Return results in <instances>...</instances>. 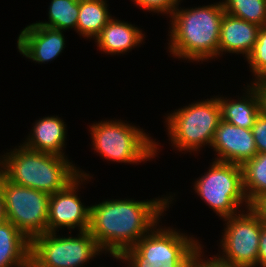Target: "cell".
Wrapping results in <instances>:
<instances>
[{
	"mask_svg": "<svg viewBox=\"0 0 266 267\" xmlns=\"http://www.w3.org/2000/svg\"><path fill=\"white\" fill-rule=\"evenodd\" d=\"M79 172V176L65 189L50 195L47 232L54 233L58 228L68 227L87 231L90 225V206L82 205L76 194L80 181L89 179V174Z\"/></svg>",
	"mask_w": 266,
	"mask_h": 267,
	"instance_id": "obj_11",
	"label": "cell"
},
{
	"mask_svg": "<svg viewBox=\"0 0 266 267\" xmlns=\"http://www.w3.org/2000/svg\"><path fill=\"white\" fill-rule=\"evenodd\" d=\"M65 46L62 30H56L33 23L25 27L17 41V48L23 56L38 63L55 59Z\"/></svg>",
	"mask_w": 266,
	"mask_h": 267,
	"instance_id": "obj_13",
	"label": "cell"
},
{
	"mask_svg": "<svg viewBox=\"0 0 266 267\" xmlns=\"http://www.w3.org/2000/svg\"><path fill=\"white\" fill-rule=\"evenodd\" d=\"M155 228L114 258L129 261L128 267H191L201 244L169 227Z\"/></svg>",
	"mask_w": 266,
	"mask_h": 267,
	"instance_id": "obj_4",
	"label": "cell"
},
{
	"mask_svg": "<svg viewBox=\"0 0 266 267\" xmlns=\"http://www.w3.org/2000/svg\"><path fill=\"white\" fill-rule=\"evenodd\" d=\"M2 156L7 180L49 195L65 189L79 176V169L65 157L34 151L23 144Z\"/></svg>",
	"mask_w": 266,
	"mask_h": 267,
	"instance_id": "obj_3",
	"label": "cell"
},
{
	"mask_svg": "<svg viewBox=\"0 0 266 267\" xmlns=\"http://www.w3.org/2000/svg\"><path fill=\"white\" fill-rule=\"evenodd\" d=\"M251 130L257 153H266V118L259 114Z\"/></svg>",
	"mask_w": 266,
	"mask_h": 267,
	"instance_id": "obj_25",
	"label": "cell"
},
{
	"mask_svg": "<svg viewBox=\"0 0 266 267\" xmlns=\"http://www.w3.org/2000/svg\"><path fill=\"white\" fill-rule=\"evenodd\" d=\"M31 241L12 223L0 222V267H28Z\"/></svg>",
	"mask_w": 266,
	"mask_h": 267,
	"instance_id": "obj_15",
	"label": "cell"
},
{
	"mask_svg": "<svg viewBox=\"0 0 266 267\" xmlns=\"http://www.w3.org/2000/svg\"><path fill=\"white\" fill-rule=\"evenodd\" d=\"M78 237H57L56 232L44 233L31 240L32 267H80L102 252L90 232H79Z\"/></svg>",
	"mask_w": 266,
	"mask_h": 267,
	"instance_id": "obj_8",
	"label": "cell"
},
{
	"mask_svg": "<svg viewBox=\"0 0 266 267\" xmlns=\"http://www.w3.org/2000/svg\"><path fill=\"white\" fill-rule=\"evenodd\" d=\"M260 28L257 24L225 12L221 22L218 55L221 52L240 53L247 58L257 41Z\"/></svg>",
	"mask_w": 266,
	"mask_h": 267,
	"instance_id": "obj_14",
	"label": "cell"
},
{
	"mask_svg": "<svg viewBox=\"0 0 266 267\" xmlns=\"http://www.w3.org/2000/svg\"><path fill=\"white\" fill-rule=\"evenodd\" d=\"M3 197L6 220L12 222L30 241L47 233L49 194L7 180Z\"/></svg>",
	"mask_w": 266,
	"mask_h": 267,
	"instance_id": "obj_9",
	"label": "cell"
},
{
	"mask_svg": "<svg viewBox=\"0 0 266 267\" xmlns=\"http://www.w3.org/2000/svg\"><path fill=\"white\" fill-rule=\"evenodd\" d=\"M222 5L230 15L261 27L266 26V0H225Z\"/></svg>",
	"mask_w": 266,
	"mask_h": 267,
	"instance_id": "obj_22",
	"label": "cell"
},
{
	"mask_svg": "<svg viewBox=\"0 0 266 267\" xmlns=\"http://www.w3.org/2000/svg\"><path fill=\"white\" fill-rule=\"evenodd\" d=\"M66 125L58 116L38 120L33 127L32 136H28L23 145L34 151L46 152L65 157L63 153Z\"/></svg>",
	"mask_w": 266,
	"mask_h": 267,
	"instance_id": "obj_16",
	"label": "cell"
},
{
	"mask_svg": "<svg viewBox=\"0 0 266 267\" xmlns=\"http://www.w3.org/2000/svg\"><path fill=\"white\" fill-rule=\"evenodd\" d=\"M0 161V194H3V189L7 181V168L4 160L1 159Z\"/></svg>",
	"mask_w": 266,
	"mask_h": 267,
	"instance_id": "obj_30",
	"label": "cell"
},
{
	"mask_svg": "<svg viewBox=\"0 0 266 267\" xmlns=\"http://www.w3.org/2000/svg\"><path fill=\"white\" fill-rule=\"evenodd\" d=\"M171 201L167 197L152 201L126 199L92 205L88 231L102 251H110L113 257H119L157 226L159 217Z\"/></svg>",
	"mask_w": 266,
	"mask_h": 267,
	"instance_id": "obj_1",
	"label": "cell"
},
{
	"mask_svg": "<svg viewBox=\"0 0 266 267\" xmlns=\"http://www.w3.org/2000/svg\"><path fill=\"white\" fill-rule=\"evenodd\" d=\"M107 7L106 0H79L77 32L87 38H96L112 19Z\"/></svg>",
	"mask_w": 266,
	"mask_h": 267,
	"instance_id": "obj_19",
	"label": "cell"
},
{
	"mask_svg": "<svg viewBox=\"0 0 266 267\" xmlns=\"http://www.w3.org/2000/svg\"><path fill=\"white\" fill-rule=\"evenodd\" d=\"M138 6L148 11L172 14L180 0H133Z\"/></svg>",
	"mask_w": 266,
	"mask_h": 267,
	"instance_id": "obj_24",
	"label": "cell"
},
{
	"mask_svg": "<svg viewBox=\"0 0 266 267\" xmlns=\"http://www.w3.org/2000/svg\"><path fill=\"white\" fill-rule=\"evenodd\" d=\"M90 129L94 150L108 160L141 163L157 152L155 141L139 128L122 121H101Z\"/></svg>",
	"mask_w": 266,
	"mask_h": 267,
	"instance_id": "obj_5",
	"label": "cell"
},
{
	"mask_svg": "<svg viewBox=\"0 0 266 267\" xmlns=\"http://www.w3.org/2000/svg\"><path fill=\"white\" fill-rule=\"evenodd\" d=\"M49 22H37V25L67 30L77 27L79 0H52L48 11Z\"/></svg>",
	"mask_w": 266,
	"mask_h": 267,
	"instance_id": "obj_21",
	"label": "cell"
},
{
	"mask_svg": "<svg viewBox=\"0 0 266 267\" xmlns=\"http://www.w3.org/2000/svg\"><path fill=\"white\" fill-rule=\"evenodd\" d=\"M250 87V88H249ZM246 97L241 100L230 101L218 97V102L221 108L222 120L242 127L251 129L258 115L260 114L259 100L255 90L248 86Z\"/></svg>",
	"mask_w": 266,
	"mask_h": 267,
	"instance_id": "obj_18",
	"label": "cell"
},
{
	"mask_svg": "<svg viewBox=\"0 0 266 267\" xmlns=\"http://www.w3.org/2000/svg\"><path fill=\"white\" fill-rule=\"evenodd\" d=\"M243 187L249 204L266 193V153H257L242 166Z\"/></svg>",
	"mask_w": 266,
	"mask_h": 267,
	"instance_id": "obj_20",
	"label": "cell"
},
{
	"mask_svg": "<svg viewBox=\"0 0 266 267\" xmlns=\"http://www.w3.org/2000/svg\"><path fill=\"white\" fill-rule=\"evenodd\" d=\"M255 81L251 84V87L257 94L260 114L266 118V79H255Z\"/></svg>",
	"mask_w": 266,
	"mask_h": 267,
	"instance_id": "obj_26",
	"label": "cell"
},
{
	"mask_svg": "<svg viewBox=\"0 0 266 267\" xmlns=\"http://www.w3.org/2000/svg\"><path fill=\"white\" fill-rule=\"evenodd\" d=\"M6 220L5 210H4V197L3 194H0V222Z\"/></svg>",
	"mask_w": 266,
	"mask_h": 267,
	"instance_id": "obj_31",
	"label": "cell"
},
{
	"mask_svg": "<svg viewBox=\"0 0 266 267\" xmlns=\"http://www.w3.org/2000/svg\"><path fill=\"white\" fill-rule=\"evenodd\" d=\"M258 265L266 267V223L262 225L259 239Z\"/></svg>",
	"mask_w": 266,
	"mask_h": 267,
	"instance_id": "obj_27",
	"label": "cell"
},
{
	"mask_svg": "<svg viewBox=\"0 0 266 267\" xmlns=\"http://www.w3.org/2000/svg\"><path fill=\"white\" fill-rule=\"evenodd\" d=\"M194 186L201 199L223 219L237 215L244 201L246 208L251 206L244 192L241 165L215 160Z\"/></svg>",
	"mask_w": 266,
	"mask_h": 267,
	"instance_id": "obj_7",
	"label": "cell"
},
{
	"mask_svg": "<svg viewBox=\"0 0 266 267\" xmlns=\"http://www.w3.org/2000/svg\"><path fill=\"white\" fill-rule=\"evenodd\" d=\"M200 253L202 252L199 251L197 255L195 256L191 267H234V266H227V265L221 264L214 257L213 259L210 258L209 260L203 261L202 258H200L201 257Z\"/></svg>",
	"mask_w": 266,
	"mask_h": 267,
	"instance_id": "obj_29",
	"label": "cell"
},
{
	"mask_svg": "<svg viewBox=\"0 0 266 267\" xmlns=\"http://www.w3.org/2000/svg\"><path fill=\"white\" fill-rule=\"evenodd\" d=\"M224 13L222 2L194 9L176 7L170 17L169 52L188 61L217 57Z\"/></svg>",
	"mask_w": 266,
	"mask_h": 267,
	"instance_id": "obj_2",
	"label": "cell"
},
{
	"mask_svg": "<svg viewBox=\"0 0 266 267\" xmlns=\"http://www.w3.org/2000/svg\"><path fill=\"white\" fill-rule=\"evenodd\" d=\"M247 61L257 80L266 79V26L260 28L257 41Z\"/></svg>",
	"mask_w": 266,
	"mask_h": 267,
	"instance_id": "obj_23",
	"label": "cell"
},
{
	"mask_svg": "<svg viewBox=\"0 0 266 267\" xmlns=\"http://www.w3.org/2000/svg\"><path fill=\"white\" fill-rule=\"evenodd\" d=\"M250 208L266 223V193L258 197L250 206Z\"/></svg>",
	"mask_w": 266,
	"mask_h": 267,
	"instance_id": "obj_28",
	"label": "cell"
},
{
	"mask_svg": "<svg viewBox=\"0 0 266 267\" xmlns=\"http://www.w3.org/2000/svg\"><path fill=\"white\" fill-rule=\"evenodd\" d=\"M211 147L217 152L216 161L243 165L257 154L251 129L237 127L224 120L216 129Z\"/></svg>",
	"mask_w": 266,
	"mask_h": 267,
	"instance_id": "obj_12",
	"label": "cell"
},
{
	"mask_svg": "<svg viewBox=\"0 0 266 267\" xmlns=\"http://www.w3.org/2000/svg\"><path fill=\"white\" fill-rule=\"evenodd\" d=\"M143 34L139 28L132 24L111 19L94 38L100 50L107 54L127 52L132 47L138 46L143 41Z\"/></svg>",
	"mask_w": 266,
	"mask_h": 267,
	"instance_id": "obj_17",
	"label": "cell"
},
{
	"mask_svg": "<svg viewBox=\"0 0 266 267\" xmlns=\"http://www.w3.org/2000/svg\"><path fill=\"white\" fill-rule=\"evenodd\" d=\"M247 210L246 214L224 218L227 227L220 246L225 253L222 257L214 256L219 263L234 267L258 266L259 239L264 222L251 208Z\"/></svg>",
	"mask_w": 266,
	"mask_h": 267,
	"instance_id": "obj_10",
	"label": "cell"
},
{
	"mask_svg": "<svg viewBox=\"0 0 266 267\" xmlns=\"http://www.w3.org/2000/svg\"><path fill=\"white\" fill-rule=\"evenodd\" d=\"M221 120L218 98L196 102L168 115V135L178 150L197 151L202 145H212Z\"/></svg>",
	"mask_w": 266,
	"mask_h": 267,
	"instance_id": "obj_6",
	"label": "cell"
}]
</instances>
